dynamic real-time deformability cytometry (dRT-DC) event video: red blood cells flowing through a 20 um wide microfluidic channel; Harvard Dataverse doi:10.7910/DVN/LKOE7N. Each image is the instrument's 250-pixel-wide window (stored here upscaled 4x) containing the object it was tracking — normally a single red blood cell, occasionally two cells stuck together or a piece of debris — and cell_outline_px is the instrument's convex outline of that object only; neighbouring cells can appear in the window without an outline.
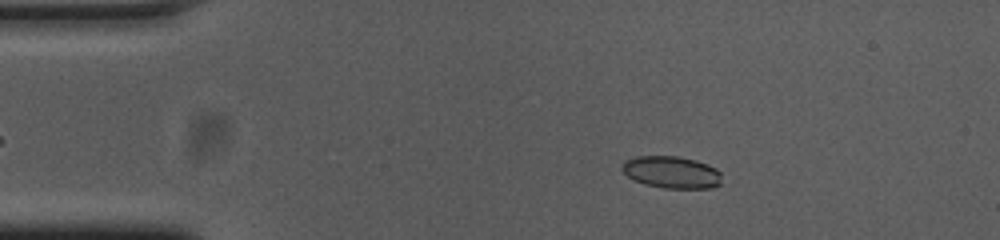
{"species": "common noctule bat (a hibernating species)", "species_latin": "Nyctalus noctula", "temperature_condition": "cold", "stored_images_in_passage": 54, "camera_frame_rate_fps": 3000, "um_per_image_px": 0.085, "animal": {"sex": "female", "body_mass_g": 23.0, "forearm_length_mm": 53.4}, "frame": {"image": 1, "passage_image": 9, "time_ms": 2.667, "image_size_px": [1000, 240], "cell_outline_px": [[720, 184], [712, 188], [664, 188], [644, 184], [628, 176], [620, 168], [624, 160], [636, 156], [676, 156], [696, 160], [708, 164], [716, 168], [720, 172]], "centroid_in_image_um": [57.08, 14.63], "position_along_channel_um": 27.9, "area_um2": 18.67}}
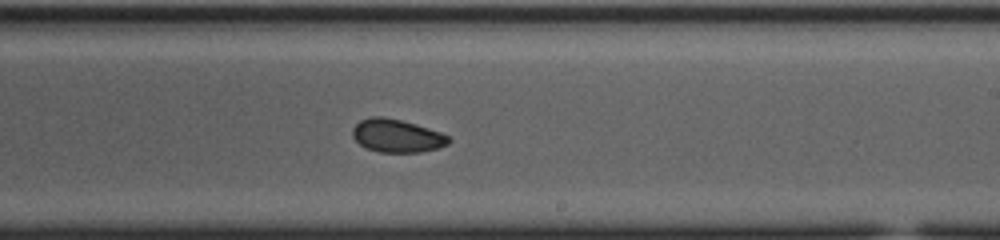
{"frame": {"image": 2, "passage_image": 32, "time_ms": 10.333, "image_size_px": [1000, 240], "cell_outline_px": [[452, 140], [448, 144], [436, 148], [420, 152], [380, 152], [364, 148], [352, 136], [352, 128], [360, 120], [368, 116], [384, 116], [416, 124], [440, 132], [448, 136]], "centroid_in_image_um": [33.7, 11.53], "position_along_channel_um": 255.3, "area_um2": 18.61}}
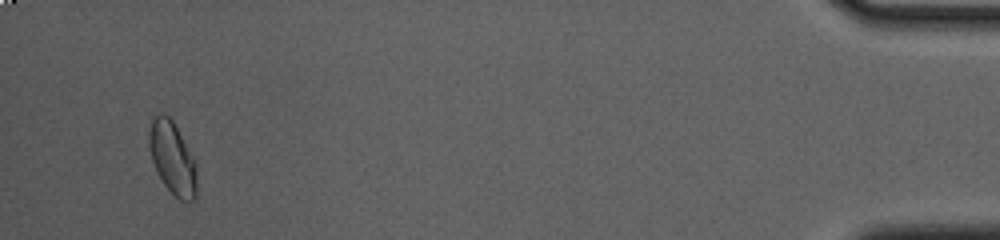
{"frame": {"image": 3, "passage_image": 52, "time_ms": 17.0, "image_size_px": [1000, 240], "cell_outline_px": [[196, 200], [180, 200], [164, 184], [152, 160], [148, 144], [148, 132], [152, 120], [160, 112], [164, 112], [172, 120], [196, 160]], "centroid_in_image_um": [14.67, 13.4], "position_along_channel_um": 420.5, "area_um2": 20.06}, "authors_computed_cell_mechanics": {"area_um2": 18.9584, "velocity_mm_per_s": 3.7034, "shape_relaxation_time_tau1_ms": 7.1964, "shape_relaxation_time_tau2_ms": null, "deformation_change_tau1": 0.0887, "deformation_change_tau2": null}}